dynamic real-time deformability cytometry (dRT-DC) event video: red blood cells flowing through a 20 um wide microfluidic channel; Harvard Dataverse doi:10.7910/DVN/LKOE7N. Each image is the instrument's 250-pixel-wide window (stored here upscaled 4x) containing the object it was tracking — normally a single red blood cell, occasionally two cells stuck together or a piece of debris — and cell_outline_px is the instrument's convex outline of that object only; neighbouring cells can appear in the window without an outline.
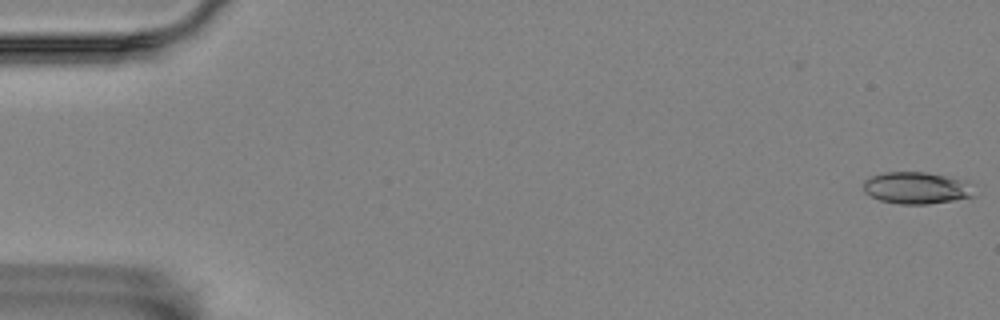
{"species": "Egyptian fruit bat (a non-hibernating species)", "species_latin": "Rousettus aegyptiacus", "temperature_condition": "room temperature", "stored_images_in_passage": 58, "camera_frame_rate_fps": 3000, "um_per_image_px": 0.085, "animal": {"sex": "female"}, "frame": {"image": 1, "passage_image": 1, "time_ms": 0.0, "image_size_px": [1000, 320], "cell_outline_px": [[976, 196], [928, 204], [900, 204], [880, 200], [864, 192], [864, 180], [872, 176], [884, 172], [924, 172], [968, 180]], "centroid_in_image_um": [77.93, 15.97], "position_along_channel_um": 7.1, "area_um2": 20.58}}
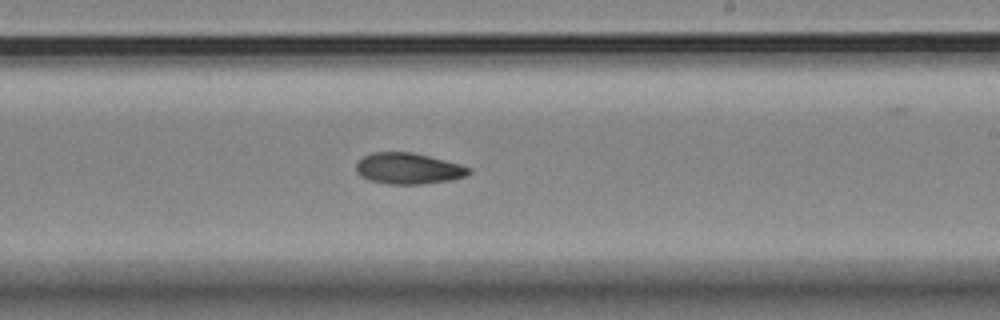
{"frame": {"image": 2, "passage_image": 34, "time_ms": 11.0, "image_size_px": [1000, 320], "cell_outline_px": [[472, 172], [464, 176], [452, 180], [420, 184], [388, 184], [368, 180], [360, 176], [356, 172], [356, 164], [364, 156], [372, 152], [412, 152], [460, 164], [472, 168]], "centroid_in_image_um": [34.7, 14.33], "position_along_channel_um": 254.3, "area_um2": 20.46}}
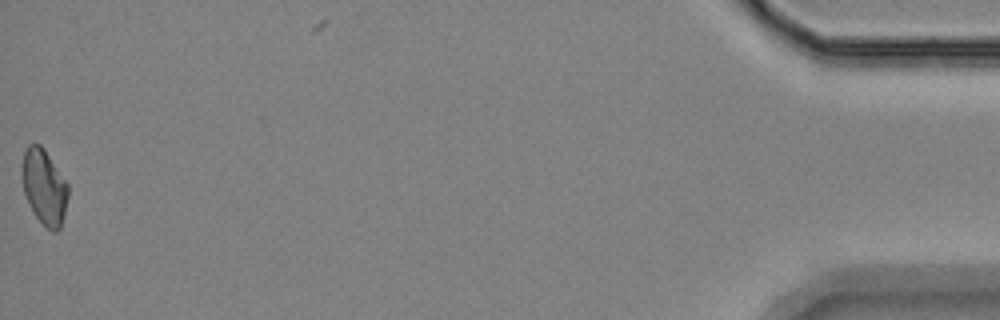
{"frame": {"image": 3, "passage_image": 57, "time_ms": 18.667, "image_size_px": [1000, 320], "cell_outline_px": [[68, 196], [60, 228], [56, 232], [52, 232], [32, 212], [24, 192], [20, 176], [20, 168], [24, 152], [28, 144], [40, 144], [44, 148], [68, 184]], "centroid_in_image_um": [3.72, 15.85], "position_along_channel_um": 431.5, "area_um2": 20.29}, "authors_computed_cell_mechanics": {"area_um2": 20.4034, "velocity_mm_per_s": 3.5298, "shape_relaxation_time_tau1_ms": null, "shape_relaxation_time_tau2_ms": 10.8882, "deformation_change_tau1": null, "deformation_change_tau2": 0.1681}}